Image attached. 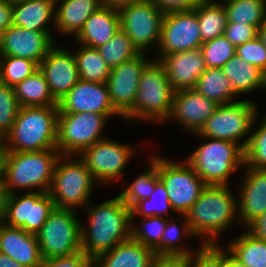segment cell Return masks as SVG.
Instances as JSON below:
<instances>
[{"instance_id":"7a4b0ae2","label":"cell","mask_w":266,"mask_h":267,"mask_svg":"<svg viewBox=\"0 0 266 267\" xmlns=\"http://www.w3.org/2000/svg\"><path fill=\"white\" fill-rule=\"evenodd\" d=\"M185 216L199 244H219L220 235L240 223L237 193L230 185H206Z\"/></svg>"},{"instance_id":"d6986e66","label":"cell","mask_w":266,"mask_h":267,"mask_svg":"<svg viewBox=\"0 0 266 267\" xmlns=\"http://www.w3.org/2000/svg\"><path fill=\"white\" fill-rule=\"evenodd\" d=\"M66 48L55 44L39 64L50 93L57 102L80 80L73 51Z\"/></svg>"},{"instance_id":"277c9868","label":"cell","mask_w":266,"mask_h":267,"mask_svg":"<svg viewBox=\"0 0 266 267\" xmlns=\"http://www.w3.org/2000/svg\"><path fill=\"white\" fill-rule=\"evenodd\" d=\"M174 93L165 68L153 59L142 72L134 108L124 117V122L166 123L172 110Z\"/></svg>"},{"instance_id":"5b68a950","label":"cell","mask_w":266,"mask_h":267,"mask_svg":"<svg viewBox=\"0 0 266 267\" xmlns=\"http://www.w3.org/2000/svg\"><path fill=\"white\" fill-rule=\"evenodd\" d=\"M61 156L57 149L32 152H7L3 179L10 194L50 190L56 162Z\"/></svg>"},{"instance_id":"4316f807","label":"cell","mask_w":266,"mask_h":267,"mask_svg":"<svg viewBox=\"0 0 266 267\" xmlns=\"http://www.w3.org/2000/svg\"><path fill=\"white\" fill-rule=\"evenodd\" d=\"M155 255L131 237L94 259V267H150Z\"/></svg>"},{"instance_id":"f907efd6","label":"cell","mask_w":266,"mask_h":267,"mask_svg":"<svg viewBox=\"0 0 266 267\" xmlns=\"http://www.w3.org/2000/svg\"><path fill=\"white\" fill-rule=\"evenodd\" d=\"M13 6L7 0H0V35L13 25Z\"/></svg>"},{"instance_id":"44dd1931","label":"cell","mask_w":266,"mask_h":267,"mask_svg":"<svg viewBox=\"0 0 266 267\" xmlns=\"http://www.w3.org/2000/svg\"><path fill=\"white\" fill-rule=\"evenodd\" d=\"M242 176L237 206L241 227L245 229L266 210V170L244 166Z\"/></svg>"},{"instance_id":"74e56055","label":"cell","mask_w":266,"mask_h":267,"mask_svg":"<svg viewBox=\"0 0 266 267\" xmlns=\"http://www.w3.org/2000/svg\"><path fill=\"white\" fill-rule=\"evenodd\" d=\"M259 114L252 123L249 141L244 149L245 166L266 170V124L259 120Z\"/></svg>"},{"instance_id":"7c38bea8","label":"cell","mask_w":266,"mask_h":267,"mask_svg":"<svg viewBox=\"0 0 266 267\" xmlns=\"http://www.w3.org/2000/svg\"><path fill=\"white\" fill-rule=\"evenodd\" d=\"M137 147V144L135 146L106 137L86 148L79 157L85 162L100 187H107L124 178L123 172L128 162L137 154Z\"/></svg>"},{"instance_id":"e0dca14e","label":"cell","mask_w":266,"mask_h":267,"mask_svg":"<svg viewBox=\"0 0 266 267\" xmlns=\"http://www.w3.org/2000/svg\"><path fill=\"white\" fill-rule=\"evenodd\" d=\"M58 109V114L92 112L106 115L109 119L113 116L124 119L112 105L106 83L79 80L73 88L58 101Z\"/></svg>"},{"instance_id":"1f68e13d","label":"cell","mask_w":266,"mask_h":267,"mask_svg":"<svg viewBox=\"0 0 266 267\" xmlns=\"http://www.w3.org/2000/svg\"><path fill=\"white\" fill-rule=\"evenodd\" d=\"M195 9L203 43L223 36L228 21L222 1L201 0Z\"/></svg>"},{"instance_id":"6f0895ef","label":"cell","mask_w":266,"mask_h":267,"mask_svg":"<svg viewBox=\"0 0 266 267\" xmlns=\"http://www.w3.org/2000/svg\"><path fill=\"white\" fill-rule=\"evenodd\" d=\"M226 267H246L226 248Z\"/></svg>"},{"instance_id":"603a6c76","label":"cell","mask_w":266,"mask_h":267,"mask_svg":"<svg viewBox=\"0 0 266 267\" xmlns=\"http://www.w3.org/2000/svg\"><path fill=\"white\" fill-rule=\"evenodd\" d=\"M0 252L25 267H42L36 235L0 222Z\"/></svg>"},{"instance_id":"ac0fdd59","label":"cell","mask_w":266,"mask_h":267,"mask_svg":"<svg viewBox=\"0 0 266 267\" xmlns=\"http://www.w3.org/2000/svg\"><path fill=\"white\" fill-rule=\"evenodd\" d=\"M52 31L26 30L10 26L0 35V56H14L34 61L38 66L56 44Z\"/></svg>"},{"instance_id":"f5cc1de1","label":"cell","mask_w":266,"mask_h":267,"mask_svg":"<svg viewBox=\"0 0 266 267\" xmlns=\"http://www.w3.org/2000/svg\"><path fill=\"white\" fill-rule=\"evenodd\" d=\"M9 195L10 193L5 184L3 176H0V222L3 221V218L6 214Z\"/></svg>"},{"instance_id":"6da1fadb","label":"cell","mask_w":266,"mask_h":267,"mask_svg":"<svg viewBox=\"0 0 266 267\" xmlns=\"http://www.w3.org/2000/svg\"><path fill=\"white\" fill-rule=\"evenodd\" d=\"M83 211L88 223L81 225L82 251L88 257L96 259L131 238V208L119 195L97 205L90 201Z\"/></svg>"},{"instance_id":"c3c4849f","label":"cell","mask_w":266,"mask_h":267,"mask_svg":"<svg viewBox=\"0 0 266 267\" xmlns=\"http://www.w3.org/2000/svg\"><path fill=\"white\" fill-rule=\"evenodd\" d=\"M150 267H190V256L156 254Z\"/></svg>"},{"instance_id":"f35d334b","label":"cell","mask_w":266,"mask_h":267,"mask_svg":"<svg viewBox=\"0 0 266 267\" xmlns=\"http://www.w3.org/2000/svg\"><path fill=\"white\" fill-rule=\"evenodd\" d=\"M169 210L173 211L169 202V195L163 183L159 181L148 199L139 200L131 207L132 221L136 220L137 215L140 218L151 216L167 217L165 215L170 214Z\"/></svg>"},{"instance_id":"8992f818","label":"cell","mask_w":266,"mask_h":267,"mask_svg":"<svg viewBox=\"0 0 266 267\" xmlns=\"http://www.w3.org/2000/svg\"><path fill=\"white\" fill-rule=\"evenodd\" d=\"M199 138L206 142L197 146L185 160L207 185H230L232 174L245 166L244 148L228 140Z\"/></svg>"},{"instance_id":"f1b7e54d","label":"cell","mask_w":266,"mask_h":267,"mask_svg":"<svg viewBox=\"0 0 266 267\" xmlns=\"http://www.w3.org/2000/svg\"><path fill=\"white\" fill-rule=\"evenodd\" d=\"M20 107L58 106L50 93L44 74L38 68L29 77L14 86Z\"/></svg>"},{"instance_id":"91938a15","label":"cell","mask_w":266,"mask_h":267,"mask_svg":"<svg viewBox=\"0 0 266 267\" xmlns=\"http://www.w3.org/2000/svg\"><path fill=\"white\" fill-rule=\"evenodd\" d=\"M261 90L266 91V69L262 71V86Z\"/></svg>"},{"instance_id":"db71d44e","label":"cell","mask_w":266,"mask_h":267,"mask_svg":"<svg viewBox=\"0 0 266 267\" xmlns=\"http://www.w3.org/2000/svg\"><path fill=\"white\" fill-rule=\"evenodd\" d=\"M141 0H102V5L119 10L120 8L130 5Z\"/></svg>"},{"instance_id":"484cf974","label":"cell","mask_w":266,"mask_h":267,"mask_svg":"<svg viewBox=\"0 0 266 267\" xmlns=\"http://www.w3.org/2000/svg\"><path fill=\"white\" fill-rule=\"evenodd\" d=\"M102 6V0H56L55 33L75 37Z\"/></svg>"},{"instance_id":"816d5d0a","label":"cell","mask_w":266,"mask_h":267,"mask_svg":"<svg viewBox=\"0 0 266 267\" xmlns=\"http://www.w3.org/2000/svg\"><path fill=\"white\" fill-rule=\"evenodd\" d=\"M245 229L257 239L266 241V210Z\"/></svg>"},{"instance_id":"7bdbcfd3","label":"cell","mask_w":266,"mask_h":267,"mask_svg":"<svg viewBox=\"0 0 266 267\" xmlns=\"http://www.w3.org/2000/svg\"><path fill=\"white\" fill-rule=\"evenodd\" d=\"M19 107L14 87L0 82V136L5 137L10 131Z\"/></svg>"},{"instance_id":"ffe728a7","label":"cell","mask_w":266,"mask_h":267,"mask_svg":"<svg viewBox=\"0 0 266 267\" xmlns=\"http://www.w3.org/2000/svg\"><path fill=\"white\" fill-rule=\"evenodd\" d=\"M218 106L195 89L178 90L174 93L172 110L166 122L178 123L193 136L198 134Z\"/></svg>"},{"instance_id":"ee69618b","label":"cell","mask_w":266,"mask_h":267,"mask_svg":"<svg viewBox=\"0 0 266 267\" xmlns=\"http://www.w3.org/2000/svg\"><path fill=\"white\" fill-rule=\"evenodd\" d=\"M219 244H200L190 256V267H226V247Z\"/></svg>"},{"instance_id":"680465c9","label":"cell","mask_w":266,"mask_h":267,"mask_svg":"<svg viewBox=\"0 0 266 267\" xmlns=\"http://www.w3.org/2000/svg\"><path fill=\"white\" fill-rule=\"evenodd\" d=\"M262 43L266 46V20L265 22L258 28V35H257Z\"/></svg>"},{"instance_id":"30bf717a","label":"cell","mask_w":266,"mask_h":267,"mask_svg":"<svg viewBox=\"0 0 266 267\" xmlns=\"http://www.w3.org/2000/svg\"><path fill=\"white\" fill-rule=\"evenodd\" d=\"M156 169L173 211L185 215L207 184L185 159L173 161L156 154Z\"/></svg>"},{"instance_id":"d6a6232c","label":"cell","mask_w":266,"mask_h":267,"mask_svg":"<svg viewBox=\"0 0 266 267\" xmlns=\"http://www.w3.org/2000/svg\"><path fill=\"white\" fill-rule=\"evenodd\" d=\"M230 239L225 247L246 267H266V241L257 239L246 229Z\"/></svg>"},{"instance_id":"52a82bcc","label":"cell","mask_w":266,"mask_h":267,"mask_svg":"<svg viewBox=\"0 0 266 267\" xmlns=\"http://www.w3.org/2000/svg\"><path fill=\"white\" fill-rule=\"evenodd\" d=\"M97 185L100 186L79 156L61 155L49 193L56 208L79 211L92 200Z\"/></svg>"},{"instance_id":"ab89813d","label":"cell","mask_w":266,"mask_h":267,"mask_svg":"<svg viewBox=\"0 0 266 267\" xmlns=\"http://www.w3.org/2000/svg\"><path fill=\"white\" fill-rule=\"evenodd\" d=\"M38 68L34 61L26 58L0 56V82L14 87Z\"/></svg>"},{"instance_id":"4dcf8cb0","label":"cell","mask_w":266,"mask_h":267,"mask_svg":"<svg viewBox=\"0 0 266 267\" xmlns=\"http://www.w3.org/2000/svg\"><path fill=\"white\" fill-rule=\"evenodd\" d=\"M194 89L219 105L239 100L232 90L231 80L221 68H207L199 77Z\"/></svg>"},{"instance_id":"f6af8a7d","label":"cell","mask_w":266,"mask_h":267,"mask_svg":"<svg viewBox=\"0 0 266 267\" xmlns=\"http://www.w3.org/2000/svg\"><path fill=\"white\" fill-rule=\"evenodd\" d=\"M235 53L251 65L257 66L260 70L266 69V46L258 36L237 46Z\"/></svg>"},{"instance_id":"2e32d148","label":"cell","mask_w":266,"mask_h":267,"mask_svg":"<svg viewBox=\"0 0 266 267\" xmlns=\"http://www.w3.org/2000/svg\"><path fill=\"white\" fill-rule=\"evenodd\" d=\"M140 53L111 69L106 82L114 108L125 117L133 108L138 92L139 80L145 67L153 60Z\"/></svg>"},{"instance_id":"681fc988","label":"cell","mask_w":266,"mask_h":267,"mask_svg":"<svg viewBox=\"0 0 266 267\" xmlns=\"http://www.w3.org/2000/svg\"><path fill=\"white\" fill-rule=\"evenodd\" d=\"M164 13L194 9L201 0H152Z\"/></svg>"},{"instance_id":"11a10c76","label":"cell","mask_w":266,"mask_h":267,"mask_svg":"<svg viewBox=\"0 0 266 267\" xmlns=\"http://www.w3.org/2000/svg\"><path fill=\"white\" fill-rule=\"evenodd\" d=\"M7 152L8 151L5 137L0 136V176H3L4 174Z\"/></svg>"},{"instance_id":"bcb514c9","label":"cell","mask_w":266,"mask_h":267,"mask_svg":"<svg viewBox=\"0 0 266 267\" xmlns=\"http://www.w3.org/2000/svg\"><path fill=\"white\" fill-rule=\"evenodd\" d=\"M235 47L240 46L258 35V30L247 23L227 22L223 34Z\"/></svg>"},{"instance_id":"60d3db41","label":"cell","mask_w":266,"mask_h":267,"mask_svg":"<svg viewBox=\"0 0 266 267\" xmlns=\"http://www.w3.org/2000/svg\"><path fill=\"white\" fill-rule=\"evenodd\" d=\"M168 218L151 216L141 218L142 221L138 223L137 220L136 223L132 221L131 237L145 247L153 249L163 235Z\"/></svg>"},{"instance_id":"e575fe53","label":"cell","mask_w":266,"mask_h":267,"mask_svg":"<svg viewBox=\"0 0 266 267\" xmlns=\"http://www.w3.org/2000/svg\"><path fill=\"white\" fill-rule=\"evenodd\" d=\"M152 156V157H151ZM149 155L147 159L148 164L144 172L140 173L135 181L126 188H122V192L118 195L122 198L123 202L131 208L139 200L148 199L154 192L156 184L160 181L156 169V153Z\"/></svg>"},{"instance_id":"9c48e42d","label":"cell","mask_w":266,"mask_h":267,"mask_svg":"<svg viewBox=\"0 0 266 267\" xmlns=\"http://www.w3.org/2000/svg\"><path fill=\"white\" fill-rule=\"evenodd\" d=\"M77 211L54 208L36 234L45 259L66 257L82 251L81 220Z\"/></svg>"},{"instance_id":"94428289","label":"cell","mask_w":266,"mask_h":267,"mask_svg":"<svg viewBox=\"0 0 266 267\" xmlns=\"http://www.w3.org/2000/svg\"><path fill=\"white\" fill-rule=\"evenodd\" d=\"M261 117L259 119H261L265 124H266V113L264 115V117L262 115H260ZM263 117V118H262Z\"/></svg>"},{"instance_id":"cb8c5ba5","label":"cell","mask_w":266,"mask_h":267,"mask_svg":"<svg viewBox=\"0 0 266 267\" xmlns=\"http://www.w3.org/2000/svg\"><path fill=\"white\" fill-rule=\"evenodd\" d=\"M120 29L119 11L102 6L86 19L83 28L75 36V41L80 45L98 48L111 39Z\"/></svg>"},{"instance_id":"7dc6e473","label":"cell","mask_w":266,"mask_h":267,"mask_svg":"<svg viewBox=\"0 0 266 267\" xmlns=\"http://www.w3.org/2000/svg\"><path fill=\"white\" fill-rule=\"evenodd\" d=\"M42 267H94V259L81 251L71 256L45 259Z\"/></svg>"},{"instance_id":"d590c367","label":"cell","mask_w":266,"mask_h":267,"mask_svg":"<svg viewBox=\"0 0 266 267\" xmlns=\"http://www.w3.org/2000/svg\"><path fill=\"white\" fill-rule=\"evenodd\" d=\"M227 13V21L249 24L257 30L266 20V0H220Z\"/></svg>"},{"instance_id":"8fae6325","label":"cell","mask_w":266,"mask_h":267,"mask_svg":"<svg viewBox=\"0 0 266 267\" xmlns=\"http://www.w3.org/2000/svg\"><path fill=\"white\" fill-rule=\"evenodd\" d=\"M109 118L92 112L58 114L57 150L61 155L79 156L86 148L106 138Z\"/></svg>"},{"instance_id":"3957f363","label":"cell","mask_w":266,"mask_h":267,"mask_svg":"<svg viewBox=\"0 0 266 267\" xmlns=\"http://www.w3.org/2000/svg\"><path fill=\"white\" fill-rule=\"evenodd\" d=\"M58 106L19 107L5 135L8 152L57 149Z\"/></svg>"},{"instance_id":"8d00e7d4","label":"cell","mask_w":266,"mask_h":267,"mask_svg":"<svg viewBox=\"0 0 266 267\" xmlns=\"http://www.w3.org/2000/svg\"><path fill=\"white\" fill-rule=\"evenodd\" d=\"M97 49L111 69L140 54L132 40L122 29L118 30L111 39Z\"/></svg>"},{"instance_id":"b9f144b4","label":"cell","mask_w":266,"mask_h":267,"mask_svg":"<svg viewBox=\"0 0 266 267\" xmlns=\"http://www.w3.org/2000/svg\"><path fill=\"white\" fill-rule=\"evenodd\" d=\"M206 68H221L236 53V47L223 35L200 46Z\"/></svg>"},{"instance_id":"9a60e30c","label":"cell","mask_w":266,"mask_h":267,"mask_svg":"<svg viewBox=\"0 0 266 267\" xmlns=\"http://www.w3.org/2000/svg\"><path fill=\"white\" fill-rule=\"evenodd\" d=\"M55 208L49 192L10 194L3 223L36 235Z\"/></svg>"},{"instance_id":"83f0119b","label":"cell","mask_w":266,"mask_h":267,"mask_svg":"<svg viewBox=\"0 0 266 267\" xmlns=\"http://www.w3.org/2000/svg\"><path fill=\"white\" fill-rule=\"evenodd\" d=\"M224 74L232 82V90L238 97L250 92L261 90L262 70L251 65L236 54L230 58L222 67Z\"/></svg>"},{"instance_id":"4fadbf2b","label":"cell","mask_w":266,"mask_h":267,"mask_svg":"<svg viewBox=\"0 0 266 267\" xmlns=\"http://www.w3.org/2000/svg\"><path fill=\"white\" fill-rule=\"evenodd\" d=\"M121 29L140 53L157 49L164 12L152 0H141L119 10Z\"/></svg>"},{"instance_id":"ba28073f","label":"cell","mask_w":266,"mask_h":267,"mask_svg":"<svg viewBox=\"0 0 266 267\" xmlns=\"http://www.w3.org/2000/svg\"><path fill=\"white\" fill-rule=\"evenodd\" d=\"M256 103L252 99H239L219 105L195 136L228 140L245 149L252 123L260 111Z\"/></svg>"},{"instance_id":"9f6ffc18","label":"cell","mask_w":266,"mask_h":267,"mask_svg":"<svg viewBox=\"0 0 266 267\" xmlns=\"http://www.w3.org/2000/svg\"><path fill=\"white\" fill-rule=\"evenodd\" d=\"M0 267H25L6 254L0 252Z\"/></svg>"},{"instance_id":"6125c7cd","label":"cell","mask_w":266,"mask_h":267,"mask_svg":"<svg viewBox=\"0 0 266 267\" xmlns=\"http://www.w3.org/2000/svg\"><path fill=\"white\" fill-rule=\"evenodd\" d=\"M7 1H9L10 3H13V2L21 1V0H7Z\"/></svg>"},{"instance_id":"5bb4252c","label":"cell","mask_w":266,"mask_h":267,"mask_svg":"<svg viewBox=\"0 0 266 267\" xmlns=\"http://www.w3.org/2000/svg\"><path fill=\"white\" fill-rule=\"evenodd\" d=\"M203 44L199 30L196 9L175 11L164 14L157 56L184 52L200 48Z\"/></svg>"},{"instance_id":"7402d4cb","label":"cell","mask_w":266,"mask_h":267,"mask_svg":"<svg viewBox=\"0 0 266 267\" xmlns=\"http://www.w3.org/2000/svg\"><path fill=\"white\" fill-rule=\"evenodd\" d=\"M159 62L165 68L175 91L194 89L199 77L207 69L200 48L164 55Z\"/></svg>"},{"instance_id":"d4e9b609","label":"cell","mask_w":266,"mask_h":267,"mask_svg":"<svg viewBox=\"0 0 266 267\" xmlns=\"http://www.w3.org/2000/svg\"><path fill=\"white\" fill-rule=\"evenodd\" d=\"M13 25L34 31L55 30L56 0H21L12 3Z\"/></svg>"},{"instance_id":"836d02e7","label":"cell","mask_w":266,"mask_h":267,"mask_svg":"<svg viewBox=\"0 0 266 267\" xmlns=\"http://www.w3.org/2000/svg\"><path fill=\"white\" fill-rule=\"evenodd\" d=\"M78 48L73 51L80 80L94 83H106L111 72V68L101 57L97 48L78 44Z\"/></svg>"},{"instance_id":"f546056e","label":"cell","mask_w":266,"mask_h":267,"mask_svg":"<svg viewBox=\"0 0 266 267\" xmlns=\"http://www.w3.org/2000/svg\"><path fill=\"white\" fill-rule=\"evenodd\" d=\"M183 219V223L179 226L175 218L171 215V218L167 219V224L163 235L161 236L159 243L152 249L157 255H185L191 256L196 249L200 246L193 248L189 245L182 244V241L186 239L195 238L192 233L189 223L185 215H180ZM181 238L183 240H181ZM184 245V246H183ZM192 249V250H191Z\"/></svg>"}]
</instances>
